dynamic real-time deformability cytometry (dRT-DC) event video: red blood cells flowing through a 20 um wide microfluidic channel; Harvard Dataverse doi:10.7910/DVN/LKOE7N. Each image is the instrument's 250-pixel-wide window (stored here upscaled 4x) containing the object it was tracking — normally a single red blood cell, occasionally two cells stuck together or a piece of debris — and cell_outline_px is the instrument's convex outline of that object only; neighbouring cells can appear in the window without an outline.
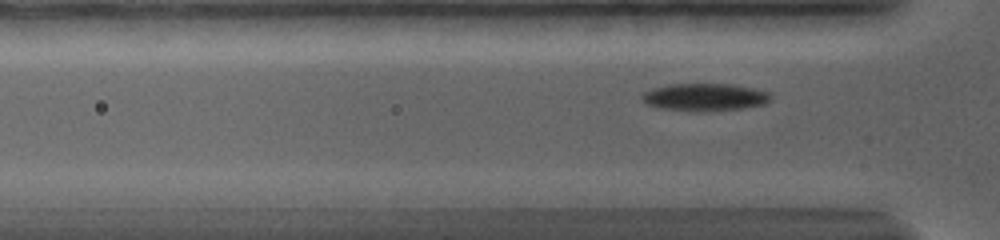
{"species": "common noctule bat (a hibernating species)", "species_latin": "Nyctalus noctula", "temperature_condition": "warm", "stored_images_in_passage": 50, "camera_frame_rate_fps": 5000, "um_per_image_px": 0.085, "animal": {"sex": "female", "body_mass_g": 19.0, "forearm_length_mm": 56.7}, "frame": {"image": 1, "passage_image": 5, "time_ms": 0.8, "image_size_px": [1000, 240], "cell_outline_px": [[768, 100], [764, 104], [744, 108], [704, 112], [688, 112], [660, 108], [648, 104], [644, 100], [644, 96], [648, 92], [656, 88], [672, 84], [724, 84], [764, 92], [768, 96]], "centroid_in_image_um": [59.85, 8.3], "position_along_channel_um": 65.9, "area_um2": 19.83}}
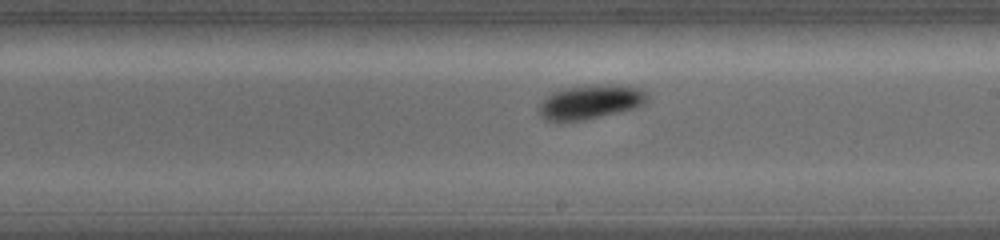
{"frame": {"image": 2, "passage_image": 24, "time_ms": 5.6, "image_size_px": [1000, 240], "cell_outline_px": [[652, 100], [636, 108], [584, 120], [560, 124], [556, 124], [544, 120], [540, 116], [540, 104], [552, 92], [568, 88], [600, 84], [620, 84], [640, 88], [648, 92]], "centroid_in_image_um": [50.24, 8.7], "position_along_channel_um": 238.8, "area_um2": 22.25}}
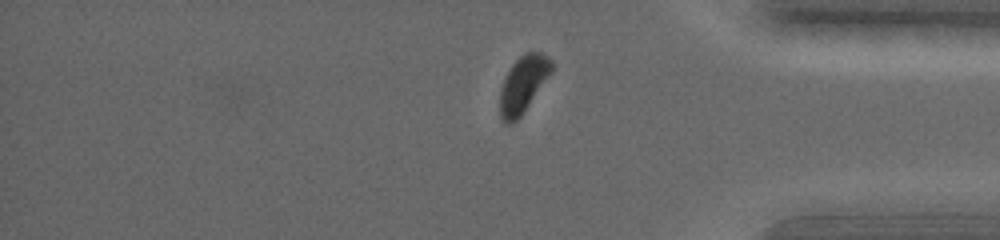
{"frame": {"image": 3, "passage_image": 44, "time_ms": 10.2, "image_size_px": [1000, 240], "cell_outline_px": [[552, 72], [520, 116], [512, 124], [504, 124], [500, 116], [500, 88], [504, 76], [512, 64], [524, 52], [540, 52], [548, 56], [552, 60]], "centroid_in_image_um": [44.45, 7.15], "position_along_channel_um": 390.8, "area_um2": 17.05}, "authors_computed_cell_mechanics": {"area_um2": 19.8543, "velocity_mm_per_s": 3.6082, "shape_relaxation_time_tau1_ms": 1.8698, "shape_relaxation_time_tau2_ms": 6.9792, "deformation_change_tau1": 0.1217, "deformation_change_tau2": 0.0735}}